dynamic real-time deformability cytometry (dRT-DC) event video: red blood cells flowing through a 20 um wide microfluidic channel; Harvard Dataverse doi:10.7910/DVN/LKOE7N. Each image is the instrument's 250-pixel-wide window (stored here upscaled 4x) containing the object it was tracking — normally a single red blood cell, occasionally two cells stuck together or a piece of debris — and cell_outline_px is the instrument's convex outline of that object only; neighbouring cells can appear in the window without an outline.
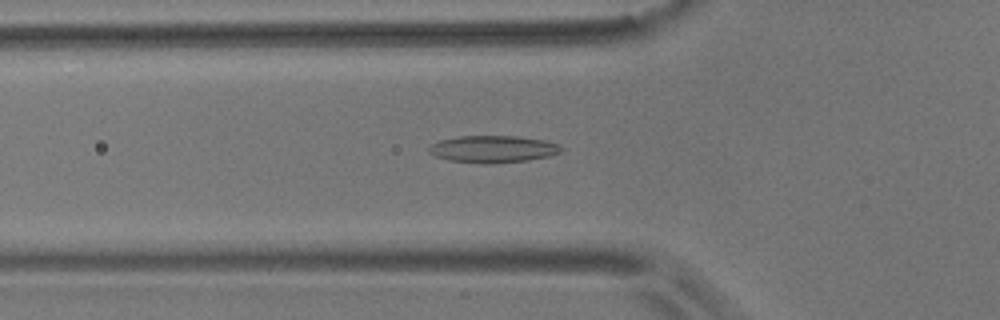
{"species": "common noctule bat (a hibernating species)", "species_latin": "Nyctalus noctula", "temperature_condition": "room temperature", "stored_images_in_passage": 41, "camera_frame_rate_fps": 3000, "um_per_image_px": 0.085, "animal": {"sex": "male", "body_mass_g": 17.9}, "frame": {"image": 1, "passage_image": 4, "time_ms": 1.0, "image_size_px": [1000, 320], "cell_outline_px": [[564, 148], [560, 152], [548, 156], [528, 160], [492, 164], [484, 164], [448, 160], [436, 156], [428, 152], [428, 148], [432, 144], [440, 140], [460, 136], [516, 136], [544, 140], [560, 144]], "centroid_in_image_um": [41.91, 12.67], "position_along_channel_um": 83.9, "area_um2": 20.92}}
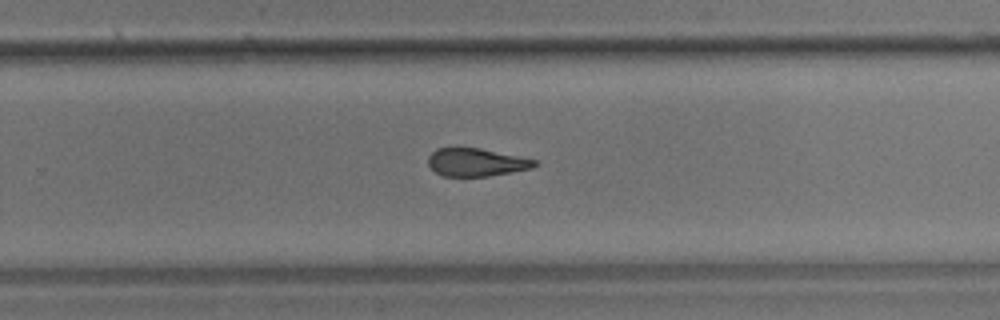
{"frame": {"image": 2, "passage_image": 21, "time_ms": 6.667, "image_size_px": [1000, 320], "cell_outline_px": [[540, 164], [532, 168], [512, 172], [488, 176], [444, 176], [436, 172], [428, 164], [428, 156], [436, 148], [480, 148], [536, 160]], "centroid_in_image_um": [40.49, 13.79], "position_along_channel_um": 289.3, "area_um2": 17.22}}
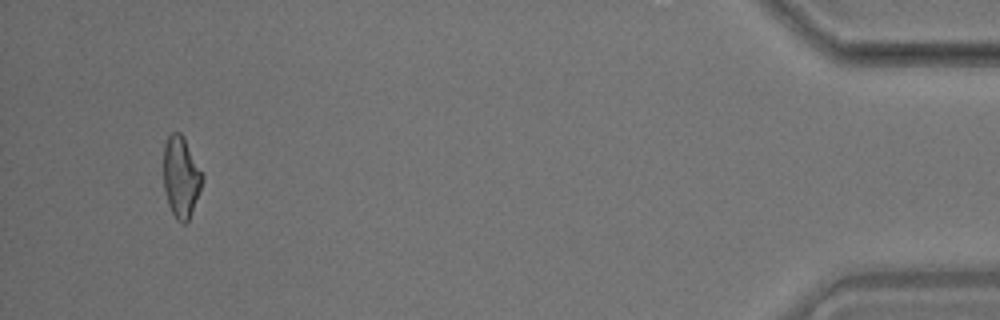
{"frame": {"image": 3, "passage_image": 38, "time_ms": 12.333, "image_size_px": [1000, 320], "cell_outline_px": [[204, 176], [200, 188], [188, 220], [184, 224], [176, 220], [168, 204], [164, 188], [164, 144], [168, 136], [172, 132], [180, 132], [184, 136]], "centroid_in_image_um": [15.37, 15.01], "position_along_channel_um": 419.8, "area_um2": 18.15}, "authors_computed_cell_mechanics": {"area_um2": 18.785, "velocity_mm_per_s": 3.6182, "shape_relaxation_time_tau1_ms": null, "shape_relaxation_time_tau2_ms": 4.3538, "deformation_change_tau1": null, "deformation_change_tau2": 0.1354}}